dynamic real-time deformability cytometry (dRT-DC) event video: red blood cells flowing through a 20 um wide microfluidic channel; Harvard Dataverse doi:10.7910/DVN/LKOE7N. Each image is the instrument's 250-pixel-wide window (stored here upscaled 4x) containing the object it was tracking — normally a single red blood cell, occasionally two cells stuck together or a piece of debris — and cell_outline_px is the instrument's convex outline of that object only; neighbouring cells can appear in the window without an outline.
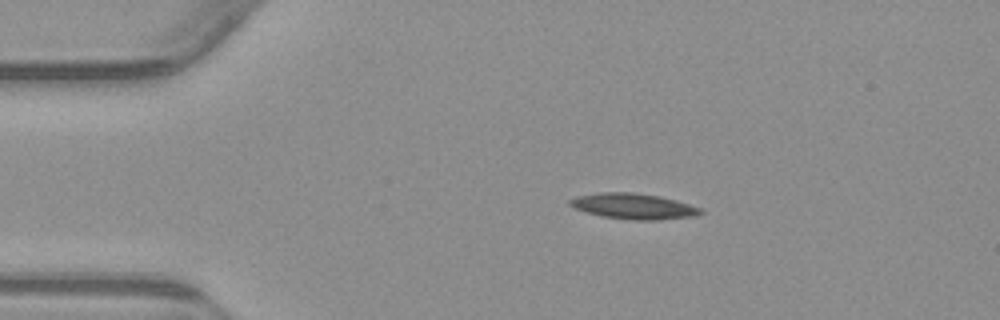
{"species": "common noctule bat (a hibernating species)", "species_latin": "Nyctalus noctula", "temperature_condition": "warm", "stored_images_in_passage": 18, "camera_frame_rate_fps": 3000, "um_per_image_px": 0.085, "animal": {"sex": "male", "body_mass_g": 23.1, "forearm_length_mm": 52.7}, "frame": {"image": 1, "passage_image": 1, "time_ms": 0.0, "image_size_px": [1000, 320], "cell_outline_px": [[704, 212], [696, 216], [660, 220], [636, 220], [604, 216], [588, 212], [576, 208], [568, 204], [568, 200], [576, 196], [600, 192], [632, 192], [660, 196], [676, 200], [700, 208]], "centroid_in_image_um": [53.87, 17.52], "position_along_channel_um": 31.1, "area_um2": 19.42}}
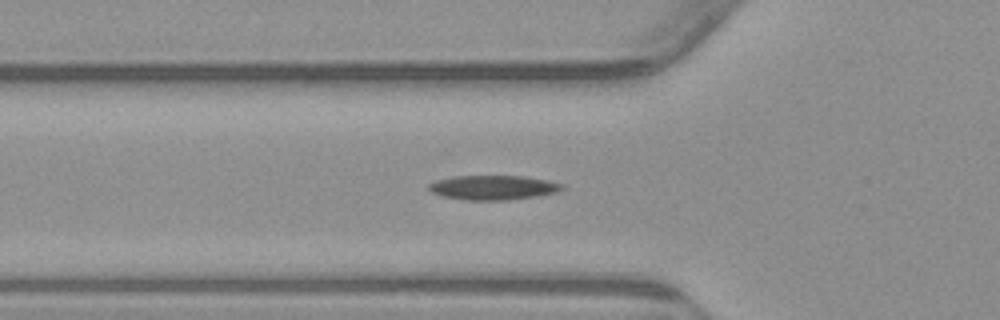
{"frame": {"image": 2, "passage_image": 9, "time_ms": 2.667, "image_size_px": [1000, 320], "cell_outline_px": [[564, 188], [556, 192], [536, 196], [508, 200], [464, 200], [444, 196], [432, 192], [428, 188], [428, 184], [436, 180], [452, 176], [524, 176], [548, 180], [564, 184]], "centroid_in_image_um": [41.92, 15.93], "position_along_channel_um": 83.9, "area_um2": 19.02}}